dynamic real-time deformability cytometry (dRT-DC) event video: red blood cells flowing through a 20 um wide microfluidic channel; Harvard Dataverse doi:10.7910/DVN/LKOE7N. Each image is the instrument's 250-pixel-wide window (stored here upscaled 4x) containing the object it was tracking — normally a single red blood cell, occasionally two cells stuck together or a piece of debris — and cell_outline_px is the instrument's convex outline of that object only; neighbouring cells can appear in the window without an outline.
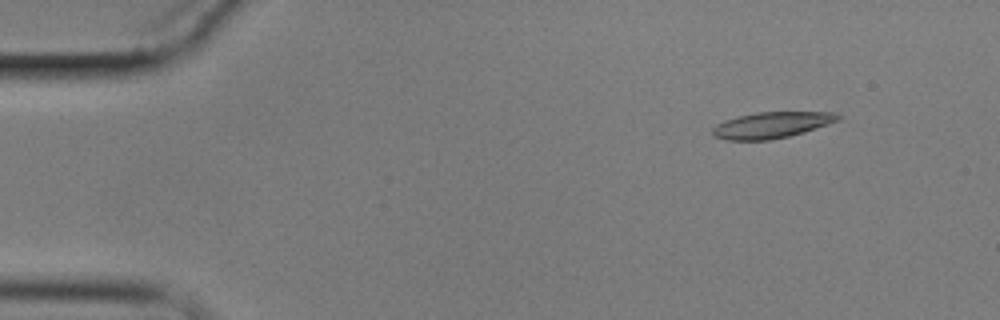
{"species": "common noctule bat (a hibernating species)", "species_latin": "Nyctalus noctula", "temperature_condition": "cold", "stored_images_in_passage": 5, "camera_frame_rate_fps": 3000, "um_per_image_px": 0.085, "animal": {"sex": "male", "body_mass_g": 17.9}, "frame": {"image": 1, "passage_image": 2, "time_ms": 1.0, "image_size_px": [1000, 320], "cell_outline_px": [[840, 120], [804, 132], [772, 140], [724, 140], [716, 136], [712, 132], [712, 128], [716, 124], [724, 120], [756, 112], [832, 112], [840, 116]], "centroid_in_image_um": [65.57, 10.63], "position_along_channel_um": 19.4, "area_um2": 19.02}}
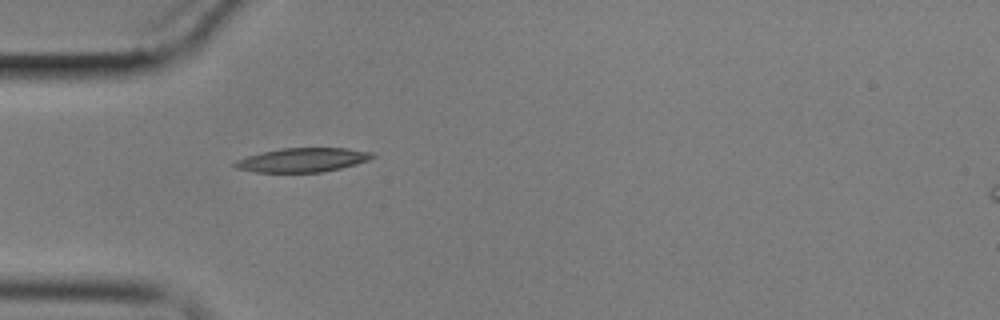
{"frame": {"image": 2, "passage_image": 5, "time_ms": 4.667, "image_size_px": [1000, 320], "cell_outline_px": [[376, 156], [368, 160], [356, 164], [324, 172], [256, 172], [236, 168], [232, 164], [236, 160], [248, 156], [280, 148], [348, 148], [376, 152]], "centroid_in_image_um": [25.77, 13.59], "position_along_channel_um": 59.2, "area_um2": 19.31}}